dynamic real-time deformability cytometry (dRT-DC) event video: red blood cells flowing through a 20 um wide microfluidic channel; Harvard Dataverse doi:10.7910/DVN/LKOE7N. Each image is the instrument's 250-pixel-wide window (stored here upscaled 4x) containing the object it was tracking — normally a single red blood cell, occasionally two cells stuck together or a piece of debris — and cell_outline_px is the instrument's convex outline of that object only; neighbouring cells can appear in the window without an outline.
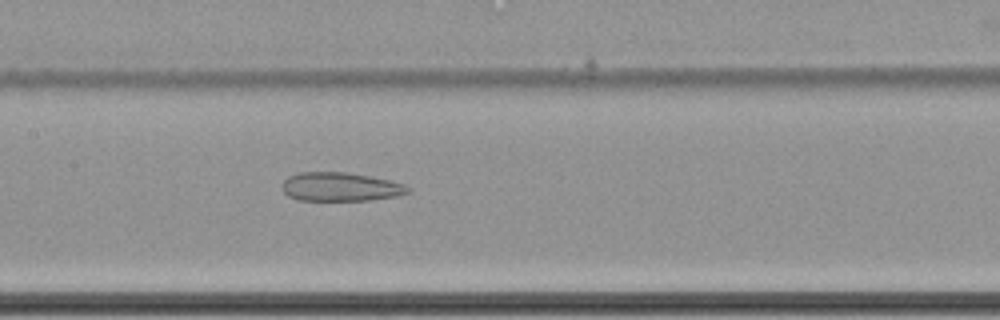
{"species": "common noctule bat (a hibernating species)", "species_latin": "Nyctalus noctula", "temperature_condition": "cold", "stored_images_in_passage": 50, "camera_frame_rate_fps": 3000, "um_per_image_px": 0.085, "animal": {"sex": "female", "body_mass_g": 22.7, "forearm_length_mm": 54.2}, "frame": {"image": 1, "passage_image": 25, "time_ms": 8.0, "image_size_px": [1000, 320], "cell_outline_px": [[412, 188], [408, 192], [400, 196], [368, 200], [296, 200], [288, 196], [280, 188], [280, 184], [288, 176], [300, 172], [344, 172], [368, 176], [388, 180], [404, 184]], "centroid_in_image_um": [28.9, 15.88], "position_along_channel_um": 178.5, "area_um2": 21.21}}
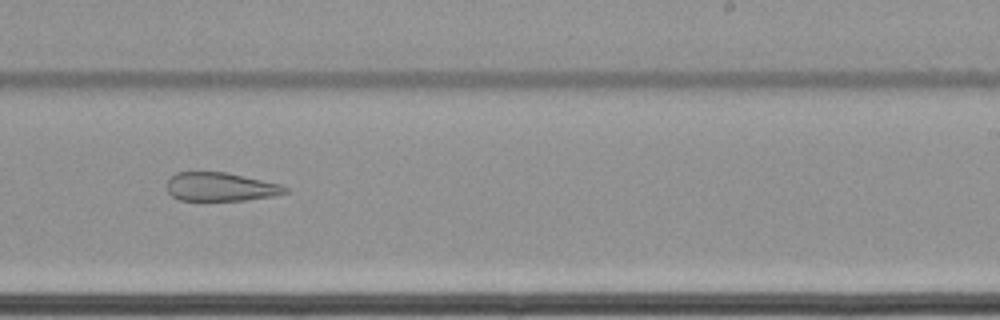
{"frame": {"image": 2, "passage_image": 33, "time_ms": 10.667, "image_size_px": [1000, 320], "cell_outline_px": [[288, 192], [272, 196], [244, 200], [180, 200], [172, 196], [168, 192], [168, 180], [176, 172], [224, 172], [280, 184], [288, 188]], "centroid_in_image_um": [18.73, 15.88], "position_along_channel_um": 270.3, "area_um2": 19.42}}
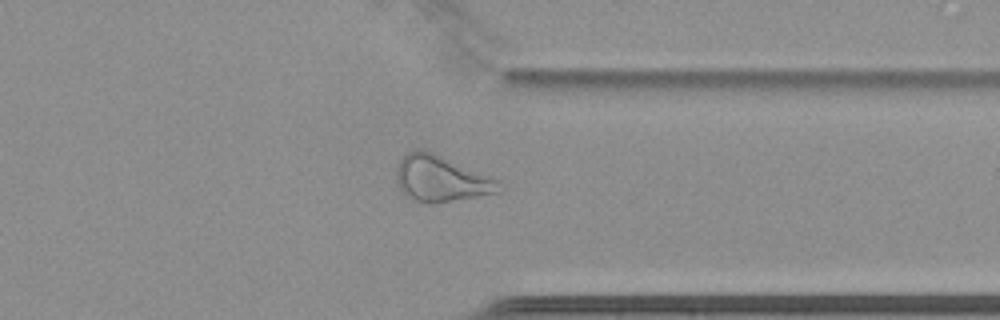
{"frame": {"image": 3, "passage_image": 42, "time_ms": 13.667, "image_size_px": [1000, 320], "cell_outline_px": [[504, 180], [500, 192], [432, 204], [412, 200], [400, 188], [396, 180], [396, 168], [400, 160], [408, 152], [416, 148], [432, 152]], "centroid_in_image_um": [37.55, 15.18], "position_along_channel_um": 373.9, "area_um2": 27.86}, "authors_computed_cell_mechanics": {"area_um2": 27.3972, "velocity_mm_per_s": 3.4534, "shape_relaxation_time_tau1_ms": null, "shape_relaxation_time_tau2_ms": 5.5625, "deformation_change_tau1": null, "deformation_change_tau2": 0.1502}}